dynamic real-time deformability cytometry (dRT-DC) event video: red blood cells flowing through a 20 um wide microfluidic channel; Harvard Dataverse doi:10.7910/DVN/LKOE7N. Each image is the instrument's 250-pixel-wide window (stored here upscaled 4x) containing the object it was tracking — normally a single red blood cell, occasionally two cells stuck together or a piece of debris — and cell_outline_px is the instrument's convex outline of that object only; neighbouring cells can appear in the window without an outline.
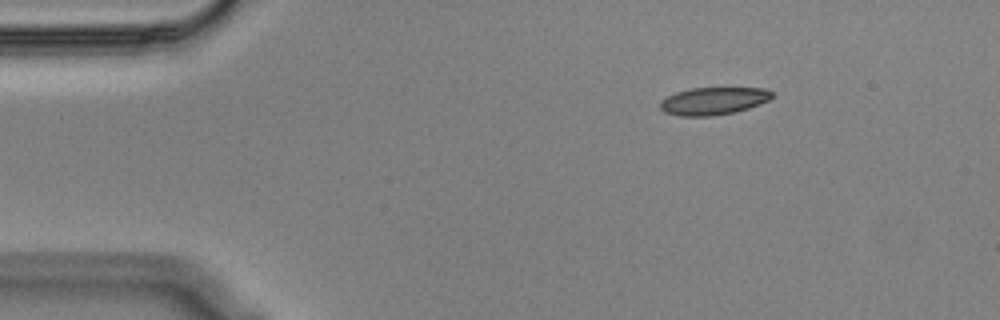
{"species": "Egyptian fruit bat (a non-hibernating species)", "species_latin": "Rousettus aegyptiacus", "temperature_condition": "cold", "stored_images_in_passage": 49, "camera_frame_rate_fps": 3000, "um_per_image_px": 0.085, "animal": {"sex": "male"}, "frame": {"image": 1, "passage_image": 1, "time_ms": 0.0, "image_size_px": [1000, 320], "cell_outline_px": [[772, 96], [768, 100], [760, 104], [748, 108], [732, 112], [712, 116], [680, 116], [664, 112], [660, 108], [660, 100], [676, 92], [692, 88], [764, 88], [772, 92]], "centroid_in_image_um": [60.61, 8.58], "position_along_channel_um": 24.4, "area_um2": 17.8}}
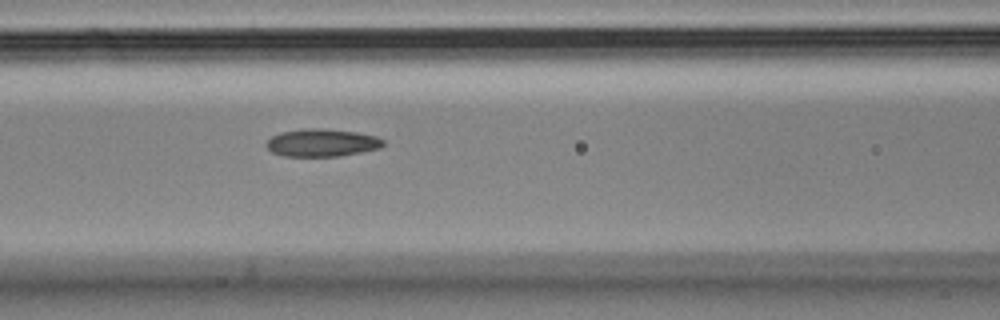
{"frame": {"image": 2, "passage_image": 16, "time_ms": 5.0, "image_size_px": [1000, 320], "cell_outline_px": [[384, 144], [380, 148], [340, 156], [284, 156], [272, 152], [264, 144], [272, 136], [280, 132], [304, 128], [324, 128], [356, 132], [376, 136], [384, 140]], "centroid_in_image_um": [27.35, 12.12], "position_along_channel_um": 139.3, "area_um2": 18.9}}
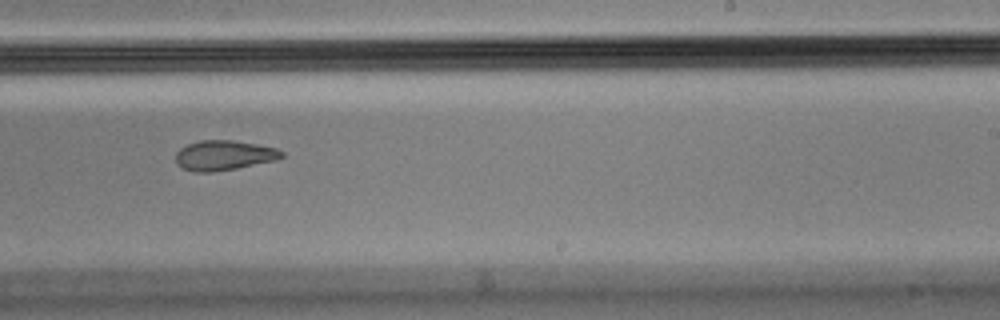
{"frame": {"image": 3, "passage_image": 27, "time_ms": 8.667, "image_size_px": [1000, 320], "cell_outline_px": [[284, 156], [276, 160], [236, 168], [212, 172], [192, 172], [180, 168], [176, 164], [176, 152], [180, 148], [188, 144], [200, 140], [232, 140], [256, 144], [276, 148], [284, 152]], "centroid_in_image_um": [19.0, 13.21], "position_along_channel_um": 270.0, "area_um2": 18.55}, "authors_computed_cell_mechanics": {"area_um2": 19.1896, "velocity_mm_per_s": 3.569, "shape_relaxation_time_tau1_ms": null, "shape_relaxation_time_tau2_ms": 4.5475, "deformation_change_tau1": null, "deformation_change_tau2": 0.1083}}